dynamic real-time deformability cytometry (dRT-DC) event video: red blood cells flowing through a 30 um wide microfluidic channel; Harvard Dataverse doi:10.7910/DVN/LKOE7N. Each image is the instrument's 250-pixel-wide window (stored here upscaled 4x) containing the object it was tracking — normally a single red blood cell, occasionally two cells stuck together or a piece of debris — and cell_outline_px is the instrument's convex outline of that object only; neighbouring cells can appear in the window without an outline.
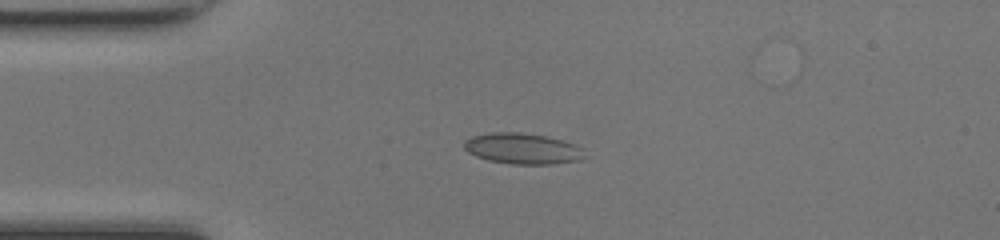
{"species": "common noctule bat (a hibernating species)", "species_latin": "Nyctalus noctula", "temperature_condition": "room temperature", "stored_images_in_passage": 37, "camera_frame_rate_fps": 3000, "um_per_image_px": 0.085, "animal": {"sex": "female", "body_mass_g": 17.0, "forearm_length_mm": 48.0}, "frame": {"image": 1, "passage_image": 1, "time_ms": 0.0, "image_size_px": [1000, 240], "cell_outline_px": [[584, 156], [580, 160], [552, 164], [512, 164], [488, 160], [476, 156], [468, 152], [464, 148], [464, 140], [472, 136], [492, 132], [520, 132], [544, 136], [576, 144], [584, 148]], "centroid_in_image_um": [44.42, 12.63], "position_along_channel_um": 40.6, "area_um2": 21.68}}
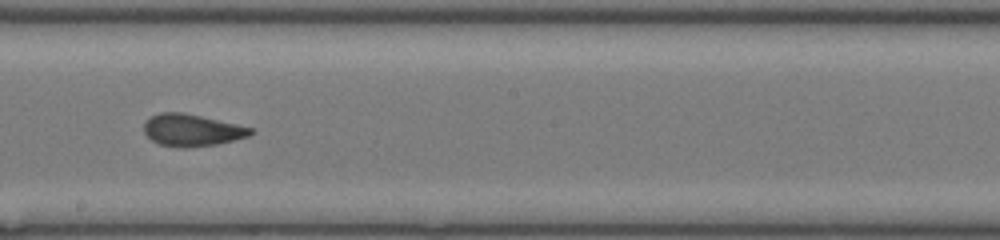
{"frame": {"image": 2, "passage_image": 16, "time_ms": 5.0, "image_size_px": [1000, 240], "cell_outline_px": [[256, 132], [248, 136], [216, 144], [184, 148], [180, 148], [160, 144], [152, 140], [144, 132], [144, 124], [152, 116], [160, 112], [184, 112], [256, 128]], "centroid_in_image_um": [16.36, 11.05], "position_along_channel_um": 231.8, "area_um2": 19.94}}
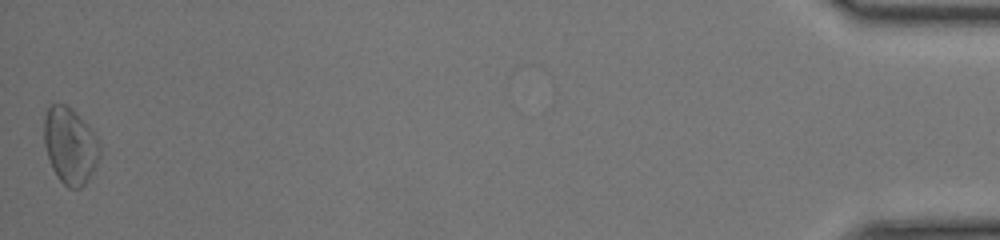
{"frame": {"image": 3, "passage_image": 37, "time_ms": 12.0, "image_size_px": [1000, 240], "cell_outline_px": [[100, 156], [92, 172], [84, 184], [80, 188], [68, 188], [56, 176], [52, 168], [44, 144], [44, 116], [48, 108], [52, 104], [64, 104], [72, 108], [84, 120], [96, 136], [100, 148]], "centroid_in_image_um": [5.95, 12.37], "position_along_channel_um": 429.3, "area_um2": 24.68}, "authors_computed_cell_mechanics": {"area_um2": 19.941, "velocity_mm_per_s": 4.31, "shape_relaxation_time_tau1_ms": null, "shape_relaxation_time_tau2_ms": 1.4586, "deformation_change_tau1": null, "deformation_change_tau2": 0.0769}}